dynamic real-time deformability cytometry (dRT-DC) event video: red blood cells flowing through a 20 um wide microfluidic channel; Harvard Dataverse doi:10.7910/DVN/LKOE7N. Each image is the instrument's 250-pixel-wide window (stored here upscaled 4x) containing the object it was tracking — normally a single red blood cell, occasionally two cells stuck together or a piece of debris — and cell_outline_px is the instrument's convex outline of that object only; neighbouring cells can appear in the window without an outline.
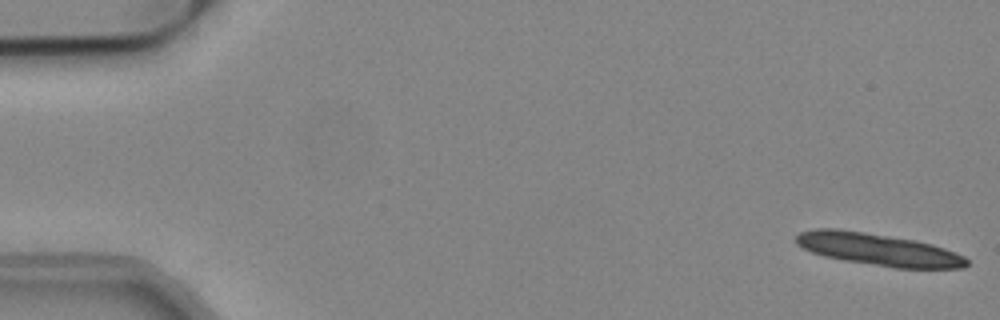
{"species": "common noctule bat (a hibernating species)", "species_latin": "Nyctalus noctula", "temperature_condition": "cold", "stored_images_in_passage": 13, "camera_frame_rate_fps": 3000, "um_per_image_px": 0.085, "animal": {"sex": "male", "body_mass_g": 19.2, "forearm_length_mm": 51.8}, "frame": {"image": 1, "passage_image": 1, "time_ms": 0.0, "image_size_px": [1000, 320], "cell_outline_px": [[968, 264], [964, 268], [896, 268], [844, 260], [824, 256], [812, 252], [796, 244], [796, 236], [800, 232], [816, 228], [836, 228], [864, 232], [916, 240], [932, 244], [944, 248], [964, 256], [968, 260]], "centroid_in_image_um": [74.65, 21.2], "position_along_channel_um": 10.3, "area_um2": 31.85}}